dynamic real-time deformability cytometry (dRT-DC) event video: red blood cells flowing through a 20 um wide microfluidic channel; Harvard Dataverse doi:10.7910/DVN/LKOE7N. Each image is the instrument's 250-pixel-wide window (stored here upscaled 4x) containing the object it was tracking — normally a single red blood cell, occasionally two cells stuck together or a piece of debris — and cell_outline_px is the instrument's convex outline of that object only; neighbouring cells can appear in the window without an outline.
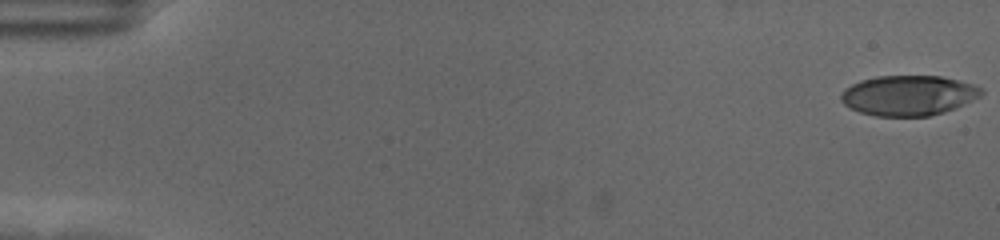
{"species": "human", "species_latin": "Homo sapiens", "temperature_condition": "cold", "stored_images_in_passage": 58, "camera_frame_rate_fps": 3000, "um_per_image_px": 0.085, "donor": {"sex": "female"}, "frame": {"image": 1, "passage_image": 1, "time_ms": 0.0, "image_size_px": [1000, 240], "cell_outline_px": [[984, 92], [980, 96], [956, 108], [944, 112], [928, 116], [876, 116], [860, 112], [844, 104], [840, 100], [840, 96], [852, 84], [860, 80], [876, 76], [940, 76], [972, 84], [984, 88]], "centroid_in_image_um": [77.24, 8.11], "position_along_channel_um": 7.8, "area_um2": 32.66}}
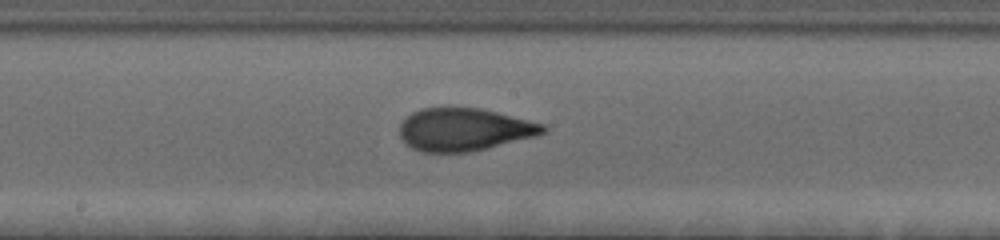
{"frame": {"image": 2, "passage_image": 32, "time_ms": 10.333, "image_size_px": [1000, 240], "cell_outline_px": [[548, 128], [544, 132], [536, 136], [472, 152], [420, 152], [412, 148], [400, 136], [400, 124], [412, 112], [420, 108], [480, 108], [544, 124]], "centroid_in_image_um": [39.45, 11.02], "position_along_channel_um": 208.7, "area_um2": 35.49}}
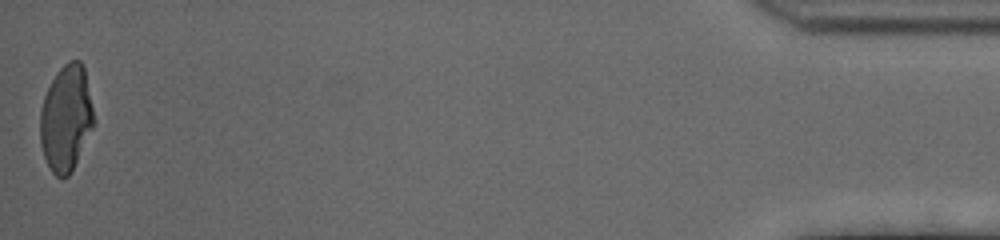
{"frame": {"image": 3, "passage_image": 58, "time_ms": 19.0, "image_size_px": [1000, 240], "cell_outline_px": [[92, 128], [68, 176], [60, 180], [52, 172], [44, 156], [40, 144], [40, 108], [44, 96], [56, 72], [68, 60], [80, 60], [84, 68], [92, 108]], "centroid_in_image_um": [5.57, 10.04], "position_along_channel_um": 429.6, "area_um2": 32.54}, "authors_computed_cell_mechanics": {"area_um2": 34.68, "velocity_mm_per_s": 3.54, "shape_relaxation_time_tau1_ms": 4.5482, "shape_relaxation_time_tau2_ms": 1.2835, "deformation_change_tau1": 0.1868, "deformation_change_tau2": 0.0811}}